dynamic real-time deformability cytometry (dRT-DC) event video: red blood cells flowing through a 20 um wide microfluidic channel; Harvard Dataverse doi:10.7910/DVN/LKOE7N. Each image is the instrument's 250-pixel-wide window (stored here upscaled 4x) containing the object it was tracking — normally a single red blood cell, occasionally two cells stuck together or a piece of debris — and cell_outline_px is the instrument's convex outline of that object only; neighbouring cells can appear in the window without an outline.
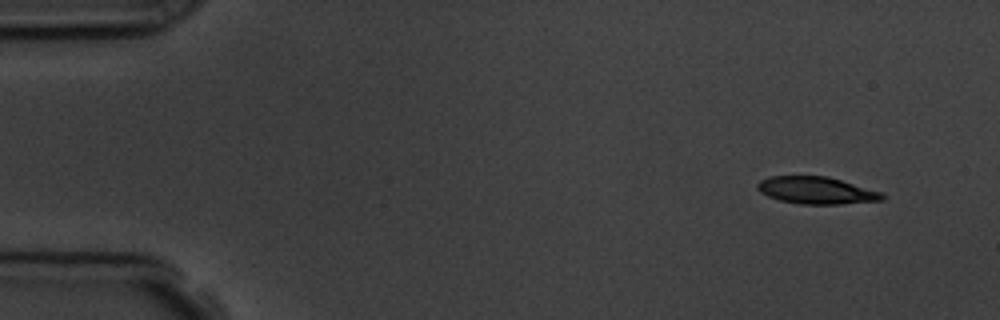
{"species": "common noctule bat (a hibernating species)", "species_latin": "Nyctalus noctula", "temperature_condition": "room temperature", "stored_images_in_passage": 4, "camera_frame_rate_fps": 3000, "um_per_image_px": 0.085, "animal": {"sex": "male", "body_mass_g": 19.5, "forearm_length_mm": 54.6}, "frame": {"image": 1, "passage_image": 1, "time_ms": 0.0, "image_size_px": [1000, 320], "cell_outline_px": [[888, 196], [884, 200], [840, 204], [800, 204], [780, 200], [768, 196], [760, 192], [756, 188], [756, 184], [760, 180], [768, 176], [828, 176], [884, 192]], "centroid_in_image_um": [69.44, 16.18], "position_along_channel_um": 15.6, "area_um2": 20.06}}